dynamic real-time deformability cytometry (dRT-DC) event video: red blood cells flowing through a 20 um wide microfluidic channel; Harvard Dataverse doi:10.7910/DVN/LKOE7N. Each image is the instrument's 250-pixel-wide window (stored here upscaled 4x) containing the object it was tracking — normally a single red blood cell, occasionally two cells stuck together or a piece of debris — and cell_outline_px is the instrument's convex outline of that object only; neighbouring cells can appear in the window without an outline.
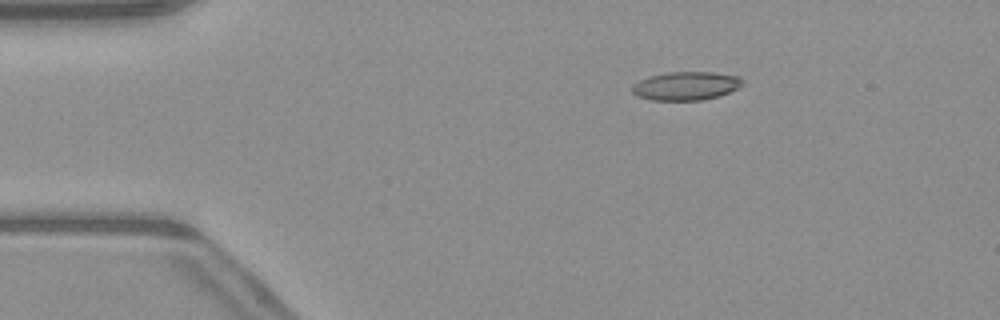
{"species": "common noctule bat (a hibernating species)", "species_latin": "Nyctalus noctula", "temperature_condition": "warm", "stored_images_in_passage": 51, "camera_frame_rate_fps": 3000, "um_per_image_px": 0.085, "animal": {"sex": "male", "body_mass_g": 23.1, "forearm_length_mm": 52.7}, "frame": {"image": 1, "passage_image": 9, "time_ms": 2.667, "image_size_px": [1000, 320], "cell_outline_px": [[744, 84], [720, 96], [700, 100], [652, 100], [636, 96], [632, 92], [632, 84], [640, 80], [652, 76], [668, 72], [712, 72], [740, 76], [744, 80]], "centroid_in_image_um": [58.32, 7.3], "position_along_channel_um": 26.7, "area_um2": 18.32}}
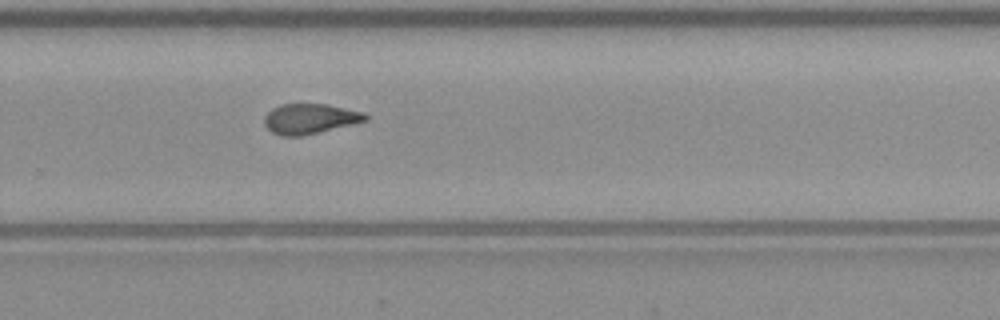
{"frame": {"image": 2, "passage_image": 34, "time_ms": 11.0, "image_size_px": [1000, 320], "cell_outline_px": [[368, 120], [352, 124], [300, 136], [284, 136], [272, 132], [264, 124], [264, 116], [272, 108], [280, 104], [328, 104], [364, 112], [368, 116]], "centroid_in_image_um": [26.33, 10.08], "position_along_channel_um": 303.5, "area_um2": 17.63}}
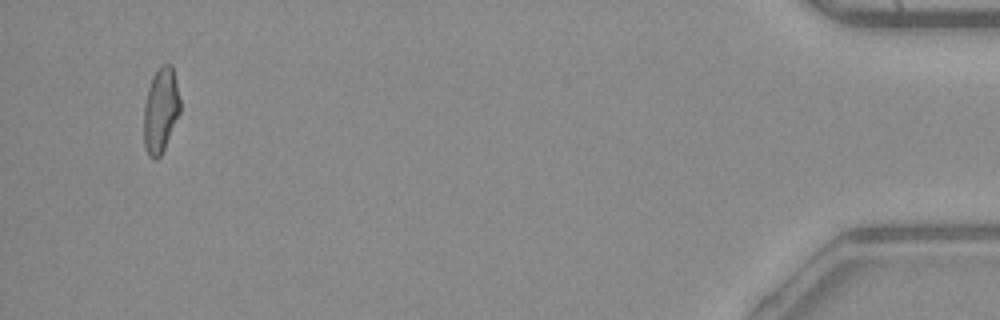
{"frame": {"image": 3, "passage_image": 49, "time_ms": 16.0, "image_size_px": [1000, 320], "cell_outline_px": [[180, 112], [164, 148], [160, 156], [156, 160], [152, 160], [148, 156], [144, 144], [144, 104], [148, 88], [152, 76], [164, 64], [172, 64], [180, 100]], "centroid_in_image_um": [13.65, 9.4], "position_along_channel_um": 421.6, "area_um2": 17.86}, "authors_computed_cell_mechanics": {"area_um2": 18.207, "velocity_mm_per_s": 4.0875, "shape_relaxation_time_tau1_ms": null, "shape_relaxation_time_tau2_ms": 2.2504, "deformation_change_tau1": null, "deformation_change_tau2": 0.1026}}